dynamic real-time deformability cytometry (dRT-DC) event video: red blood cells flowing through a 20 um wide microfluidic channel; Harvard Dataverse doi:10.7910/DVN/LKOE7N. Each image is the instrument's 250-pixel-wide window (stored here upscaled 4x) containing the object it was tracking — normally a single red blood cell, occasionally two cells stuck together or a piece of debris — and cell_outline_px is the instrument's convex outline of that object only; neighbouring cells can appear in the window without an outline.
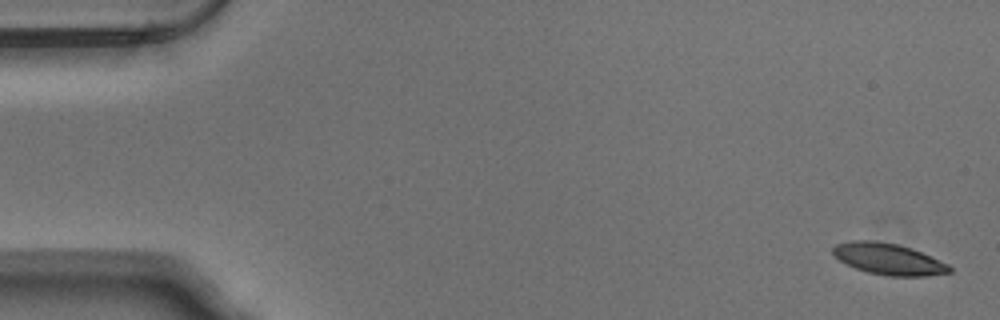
{"species": "Egyptian fruit bat (a non-hibernating species)", "species_latin": "Rousettus aegyptiacus", "temperature_condition": "warm", "stored_images_in_passage": 14, "camera_frame_rate_fps": 3000, "um_per_image_px": 0.085, "animal": {"sex": "male"}, "frame": {"image": 1, "passage_image": 1, "time_ms": 0.0, "image_size_px": [1000, 320], "cell_outline_px": [[952, 272], [928, 276], [888, 276], [868, 272], [856, 268], [840, 260], [832, 252], [832, 248], [836, 244], [852, 240], [872, 240], [896, 244], [912, 248], [948, 264], [952, 268]], "centroid_in_image_um": [75.54, 22.02], "position_along_channel_um": 9.5, "area_um2": 21.15}}
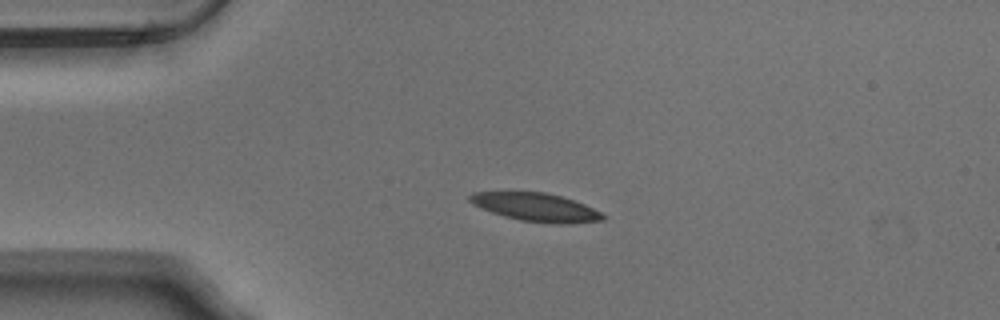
{"frame": {"image": 2, "passage_image": 12, "time_ms": 3.667, "image_size_px": [1000, 320], "cell_outline_px": [[604, 220], [568, 224], [556, 224], [520, 220], [504, 216], [492, 212], [472, 204], [468, 200], [468, 196], [472, 192], [544, 192], [560, 196], [584, 204], [600, 212], [604, 216]], "centroid_in_image_um": [45.53, 17.61], "position_along_channel_um": 39.5, "area_um2": 21.73}}